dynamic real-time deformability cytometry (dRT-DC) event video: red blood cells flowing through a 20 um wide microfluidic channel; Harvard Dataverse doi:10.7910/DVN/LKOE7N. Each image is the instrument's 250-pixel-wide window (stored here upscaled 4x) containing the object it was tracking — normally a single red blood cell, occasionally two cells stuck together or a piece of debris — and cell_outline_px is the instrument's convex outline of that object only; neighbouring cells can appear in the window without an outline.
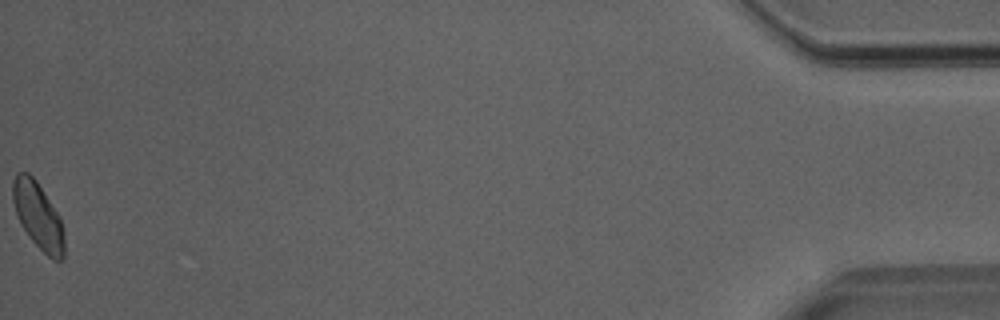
{"species": "Egyptian fruit bat (a non-hibernating species)", "species_latin": "Rousettus aegyptiacus", "temperature_condition": "room temperature", "stored_images_in_passage": 49, "camera_frame_rate_fps": 3000, "um_per_image_px": 0.085, "animal": {"sex": "male"}, "frame": {"image": 1, "passage_image": 49, "time_ms": 16.0, "image_size_px": [1000, 320], "cell_outline_px": [[64, 260], [52, 260], [32, 240], [20, 224], [16, 216], [12, 200], [12, 180], [16, 172], [28, 172], [36, 180], [56, 212], [60, 220], [64, 232]], "centroid_in_image_um": [3.21, 18.33], "position_along_channel_um": 432.0, "area_um2": 19.88}}